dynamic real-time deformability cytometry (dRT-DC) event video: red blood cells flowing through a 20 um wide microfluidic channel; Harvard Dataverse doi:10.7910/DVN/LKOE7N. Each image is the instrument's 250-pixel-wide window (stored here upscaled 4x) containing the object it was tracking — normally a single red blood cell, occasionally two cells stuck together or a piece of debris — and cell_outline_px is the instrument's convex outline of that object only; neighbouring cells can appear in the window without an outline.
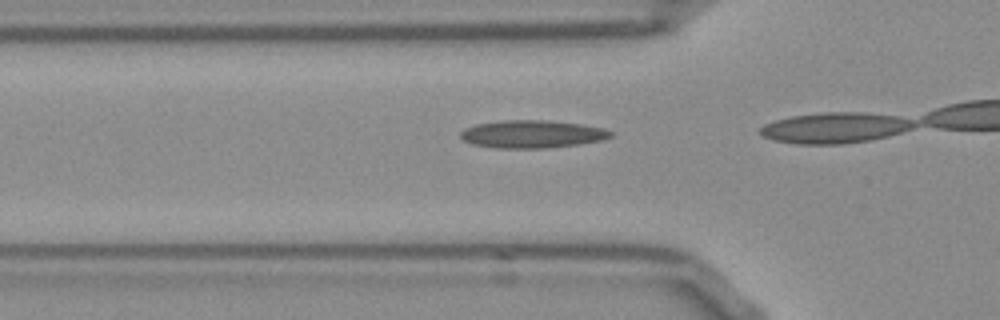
{"species": "Egyptian fruit bat (a non-hibernating species)", "species_latin": "Rousettus aegyptiacus", "temperature_condition": "room temperature", "stored_images_in_passage": 9, "camera_frame_rate_fps": 3000, "um_per_image_px": 0.085, "frame": {"image": 1, "passage_image": 7, "time_ms": 2.0, "image_size_px": [1000, 320], "cell_outline_px": [[612, 136], [604, 140], [580, 144], [548, 148], [496, 148], [472, 144], [464, 140], [460, 136], [460, 132], [464, 128], [476, 124], [500, 120], [544, 120], [580, 124], [604, 128], [612, 132]], "centroid_in_image_um": [45.22, 11.4], "position_along_channel_um": 80.6, "area_um2": 24.39}}